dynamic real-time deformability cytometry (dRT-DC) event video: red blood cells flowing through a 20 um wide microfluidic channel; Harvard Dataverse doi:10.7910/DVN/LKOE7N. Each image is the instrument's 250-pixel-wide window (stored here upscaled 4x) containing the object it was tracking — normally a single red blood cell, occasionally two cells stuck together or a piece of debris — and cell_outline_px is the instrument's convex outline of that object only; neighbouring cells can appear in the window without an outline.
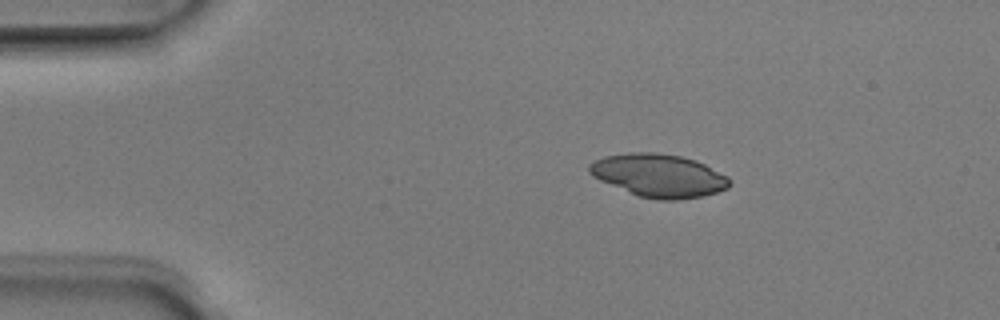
{"species": "Egyptian fruit bat (a non-hibernating species)", "species_latin": "Rousettus aegyptiacus", "temperature_condition": "room temperature", "stored_images_in_passage": 4, "camera_frame_rate_fps": 3000, "um_per_image_px": 0.085, "animal": {"sex": "male"}, "frame": {"image": 1, "passage_image": 2, "time_ms": 0.333, "image_size_px": [1000, 320], "cell_outline_px": [[732, 184], [728, 188], [704, 196], [676, 200], [656, 200], [640, 196], [600, 180], [592, 176], [588, 172], [588, 164], [604, 156], [632, 152], [656, 152], [680, 156], [696, 160], [728, 176], [732, 180]], "centroid_in_image_um": [56.03, 14.92], "position_along_channel_um": 29.0, "area_um2": 35.2}}